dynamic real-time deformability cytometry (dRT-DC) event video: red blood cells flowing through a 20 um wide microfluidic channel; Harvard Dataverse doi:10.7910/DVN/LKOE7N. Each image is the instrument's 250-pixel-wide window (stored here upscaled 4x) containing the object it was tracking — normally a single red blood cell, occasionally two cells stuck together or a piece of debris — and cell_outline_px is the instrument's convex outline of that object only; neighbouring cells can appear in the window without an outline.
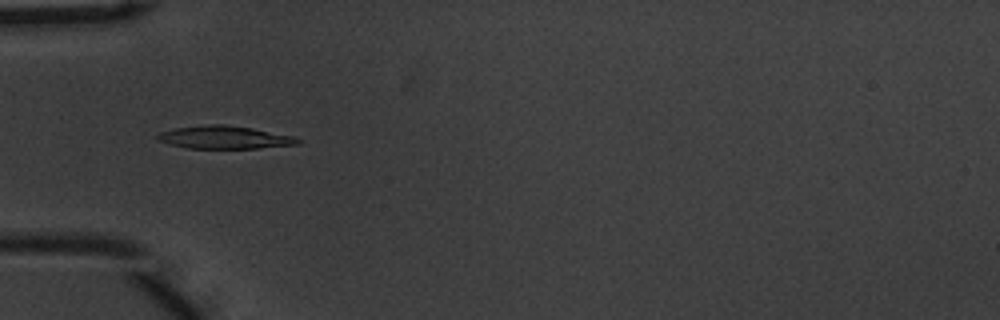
{"species": "common noctule bat (a hibernating species)", "species_latin": "Nyctalus noctula", "temperature_condition": "warm", "stored_images_in_passage": 38, "camera_frame_rate_fps": 3000, "um_per_image_px": 0.085, "animal": {"sex": "male", "body_mass_g": 20.1, "forearm_length_mm": 53.5}, "frame": {"image": 1, "passage_image": 1, "time_ms": 0.0, "image_size_px": [1000, 320], "cell_outline_px": [[300, 144], [256, 148], [188, 148], [156, 140], [156, 136], [160, 132], [176, 128], [208, 124], [224, 124], [252, 128], [292, 136], [300, 140]], "centroid_in_image_um": [19.06, 11.67], "position_along_channel_um": 65.9, "area_um2": 18.44}}
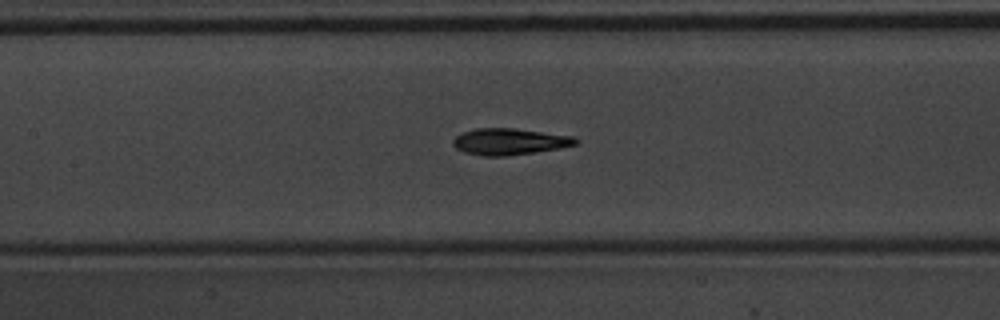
{"frame": {"image": 2, "passage_image": 9, "time_ms": 2.667, "image_size_px": [1000, 320], "cell_outline_px": [[580, 140], [576, 144], [560, 148], [536, 152], [504, 156], [484, 156], [464, 152], [456, 148], [452, 144], [452, 140], [460, 132], [476, 128], [516, 128], [576, 136]], "centroid_in_image_um": [43.32, 12.02], "position_along_channel_um": 164.1, "area_um2": 19.19}}
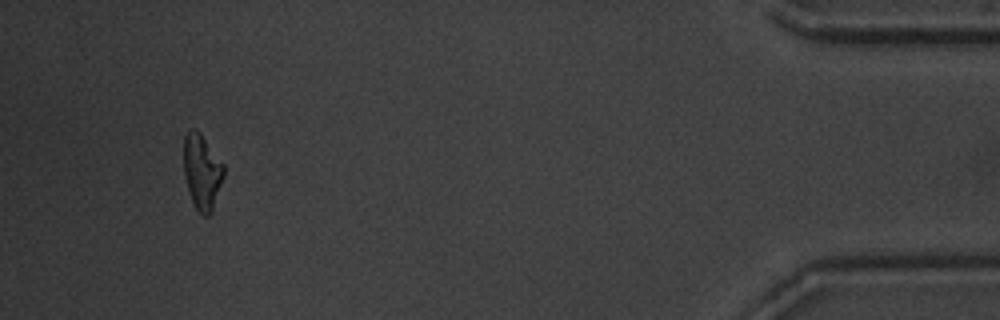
{"frame": {"image": 3, "passage_image": 35, "time_ms": 11.333, "image_size_px": [1000, 320], "cell_outline_px": [[224, 176], [212, 212], [208, 216], [204, 216], [196, 208], [188, 192], [184, 176], [184, 136], [188, 128], [196, 128], [200, 132], [224, 164]], "centroid_in_image_um": [17.16, 14.57], "position_along_channel_um": 418.0, "area_um2": 17.74}, "authors_computed_cell_mechanics": {"area_um2": 18.5538, "velocity_mm_per_s": 3.7143, "shape_relaxation_time_tau1_ms": 4.4821, "shape_relaxation_time_tau2_ms": 2.6298, "deformation_change_tau1": 0.1645, "deformation_change_tau2": 0.0911}}